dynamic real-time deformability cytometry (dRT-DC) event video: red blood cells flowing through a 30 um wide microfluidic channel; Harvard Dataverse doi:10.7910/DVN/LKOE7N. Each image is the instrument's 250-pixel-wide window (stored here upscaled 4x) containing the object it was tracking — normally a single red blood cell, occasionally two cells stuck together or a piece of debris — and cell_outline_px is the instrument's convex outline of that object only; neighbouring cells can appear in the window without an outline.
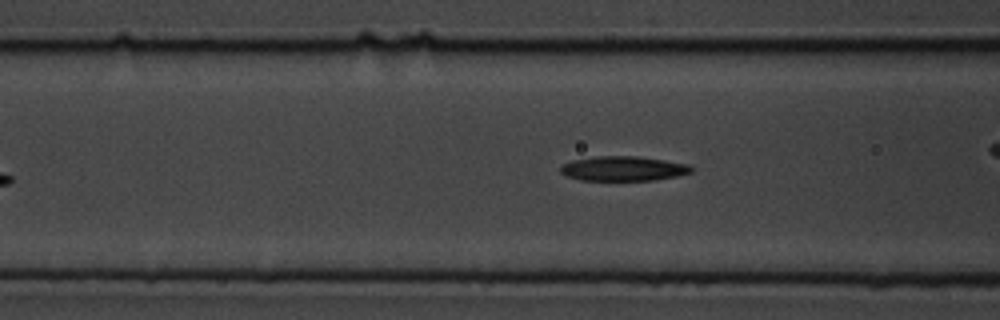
{"species": "common noctule bat (a hibernating species)", "species_latin": "Nyctalus noctula", "temperature_condition": "cold", "stored_images_in_passage": 39, "camera_frame_rate_fps": 3000, "um_per_image_px": 0.085, "animal": {"sex": "male", "body_mass_g": 19.5, "forearm_length_mm": 54.6}, "frame": {"image": 1, "passage_image": 6, "time_ms": 1.667, "image_size_px": [1000, 320], "cell_outline_px": [[692, 172], [676, 176], [656, 180], [580, 180], [564, 176], [560, 172], [560, 168], [564, 164], [572, 160], [596, 156], [636, 156], [692, 164]], "centroid_in_image_um": [52.98, 14.33], "position_along_channel_um": 113.6, "area_um2": 18.9}}
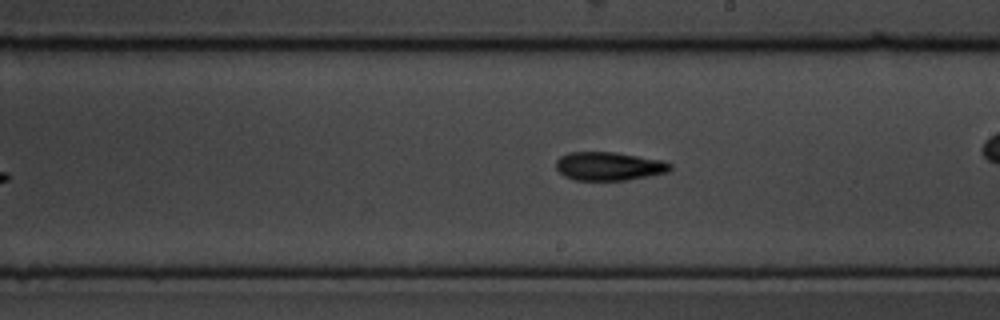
{"frame": {"image": 2, "passage_image": 17, "time_ms": 5.333, "image_size_px": [1000, 320], "cell_outline_px": [[672, 168], [668, 172], [648, 176], [624, 180], [572, 180], [564, 176], [556, 168], [556, 160], [560, 156], [568, 152], [616, 152], [664, 160], [672, 164]], "centroid_in_image_um": [51.76, 14.12], "position_along_channel_um": 237.2, "area_um2": 19.13}, "authors_computed_cell_mechanics": {"area_um2": 18.5538, "velocity_mm_per_s": 3.3756, "shape_relaxation_time_tau1_ms": 6.6613, "shape_relaxation_time_tau2_ms": 2.7103, "deformation_change_tau1": 0.2018, "deformation_change_tau2": 0.0979}}